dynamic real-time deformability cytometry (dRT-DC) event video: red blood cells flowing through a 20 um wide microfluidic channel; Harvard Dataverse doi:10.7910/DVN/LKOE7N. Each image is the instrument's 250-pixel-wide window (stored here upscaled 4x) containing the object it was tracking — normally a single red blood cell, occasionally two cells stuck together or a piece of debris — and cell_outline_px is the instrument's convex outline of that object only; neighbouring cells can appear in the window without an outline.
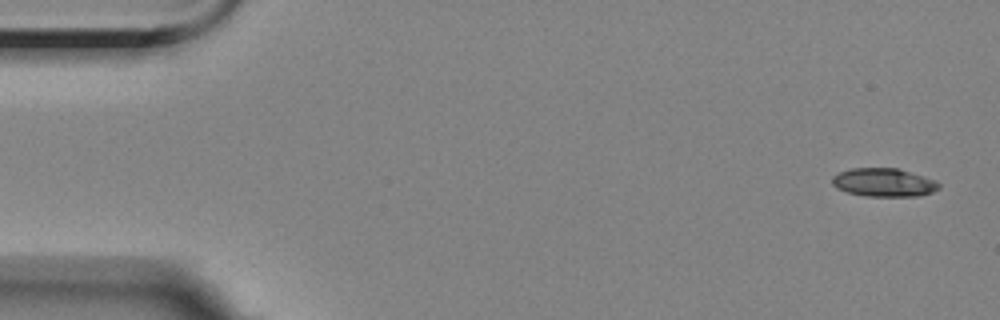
{"species": "Egyptian fruit bat (a non-hibernating species)", "species_latin": "Rousettus aegyptiacus", "temperature_condition": "room temperature", "stored_images_in_passage": 5, "segment_of_instrument_passage": [1, 2], "camera_frame_rate_fps": 3000, "um_per_image_px": 0.085, "animal": {"sex": "female"}, "frame": {"image": 1, "passage_image": 1, "time_ms": 0.0, "image_size_px": [1000, 320], "cell_outline_px": [[940, 188], [932, 192], [920, 196], [864, 196], [848, 192], [836, 188], [832, 184], [832, 176], [840, 172], [852, 168], [896, 168], [924, 176], [936, 180], [940, 184]], "centroid_in_image_um": [75.13, 15.51], "position_along_channel_um": 9.9, "area_um2": 17.69}}
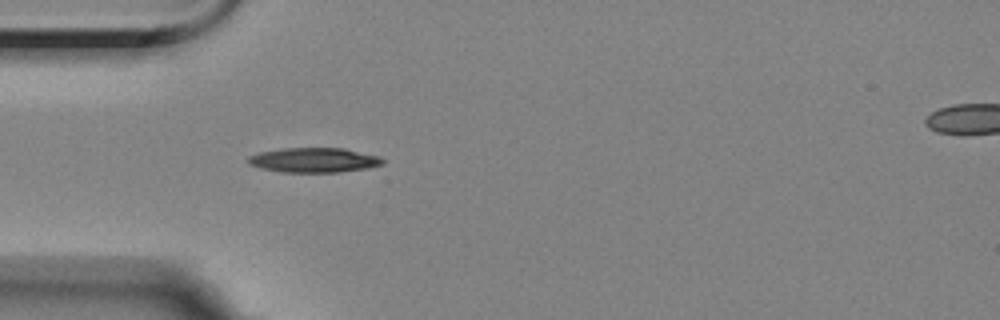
{"frame": {"image": 2, "passage_image": 4, "time_ms": 4.667, "image_size_px": [1000, 320], "cell_outline_px": [[384, 164], [368, 168], [340, 172], [280, 172], [260, 168], [248, 164], [248, 156], [260, 152], [284, 148], [344, 148], [380, 156], [384, 160]], "centroid_in_image_um": [26.7, 13.61], "position_along_channel_um": 58.3, "area_um2": 19.48}}